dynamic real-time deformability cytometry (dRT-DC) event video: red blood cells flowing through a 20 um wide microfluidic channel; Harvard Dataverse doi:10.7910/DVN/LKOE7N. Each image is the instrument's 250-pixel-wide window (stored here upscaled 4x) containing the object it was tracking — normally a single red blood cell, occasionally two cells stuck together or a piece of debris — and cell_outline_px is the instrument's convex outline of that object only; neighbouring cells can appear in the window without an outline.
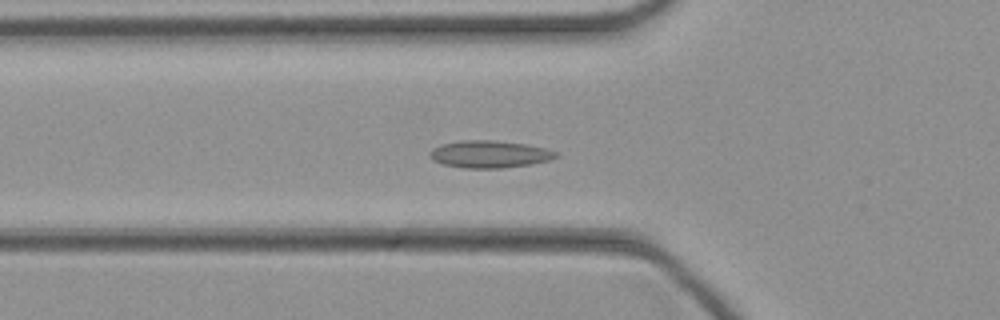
{"species": "common noctule bat (a hibernating species)", "species_latin": "Nyctalus noctula", "temperature_condition": "cold", "stored_images_in_passage": 47, "camera_frame_rate_fps": 3000, "um_per_image_px": 0.085, "animal": {"sex": "female", "body_mass_g": 21.9}, "frame": {"image": 1, "passage_image": 16, "time_ms": 5.0, "image_size_px": [1000, 320], "cell_outline_px": [[560, 156], [552, 160], [532, 164], [504, 168], [464, 168], [440, 164], [432, 160], [428, 156], [428, 152], [432, 148], [444, 144], [460, 140], [492, 140], [524, 144], [548, 148], [560, 152]], "centroid_in_image_um": [41.64, 13.11], "position_along_channel_um": 84.2, "area_um2": 20.46}}
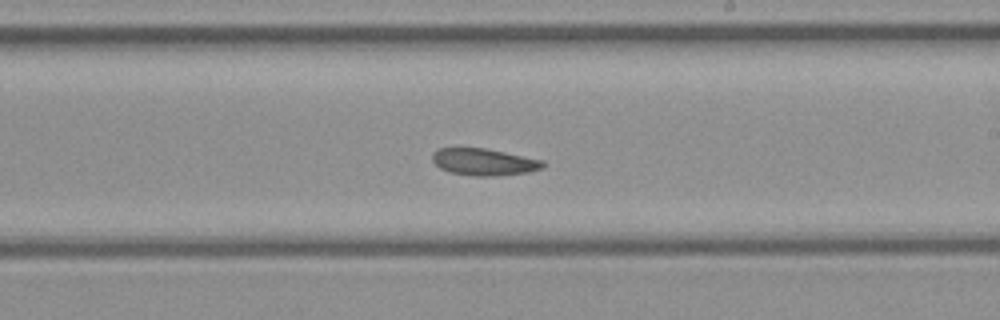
{"frame": {"image": 2, "passage_image": 27, "time_ms": 8.667, "image_size_px": [1000, 320], "cell_outline_px": [[544, 168], [528, 172], [492, 176], [476, 176], [448, 172], [440, 168], [432, 160], [432, 152], [440, 148], [484, 148], [544, 160]], "centroid_in_image_um": [41.13, 13.77], "position_along_channel_um": 247.9, "area_um2": 17.28}}
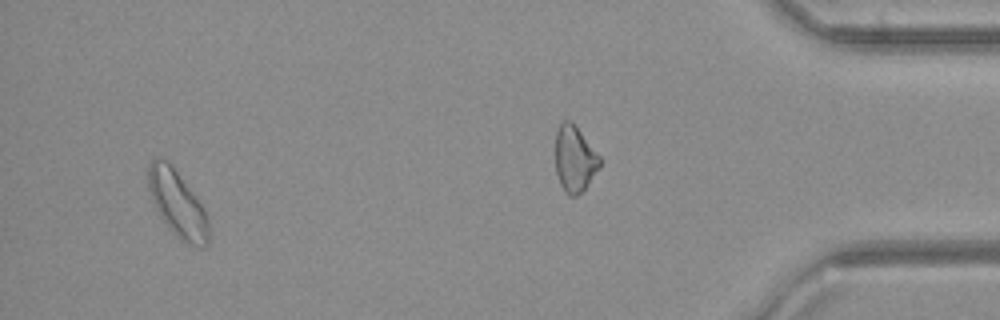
{"frame": {"image": 3, "passage_image": 44, "time_ms": 14.333, "image_size_px": [1000, 320], "cell_outline_px": [[208, 244], [200, 248], [196, 248], [180, 240], [176, 236], [160, 216], [152, 200], [148, 188], [148, 164], [156, 156], [168, 160], [172, 164], [204, 208], [208, 216]], "centroid_in_image_um": [15.08, 17.31], "position_along_channel_um": 420.1, "area_um2": 23.47}}